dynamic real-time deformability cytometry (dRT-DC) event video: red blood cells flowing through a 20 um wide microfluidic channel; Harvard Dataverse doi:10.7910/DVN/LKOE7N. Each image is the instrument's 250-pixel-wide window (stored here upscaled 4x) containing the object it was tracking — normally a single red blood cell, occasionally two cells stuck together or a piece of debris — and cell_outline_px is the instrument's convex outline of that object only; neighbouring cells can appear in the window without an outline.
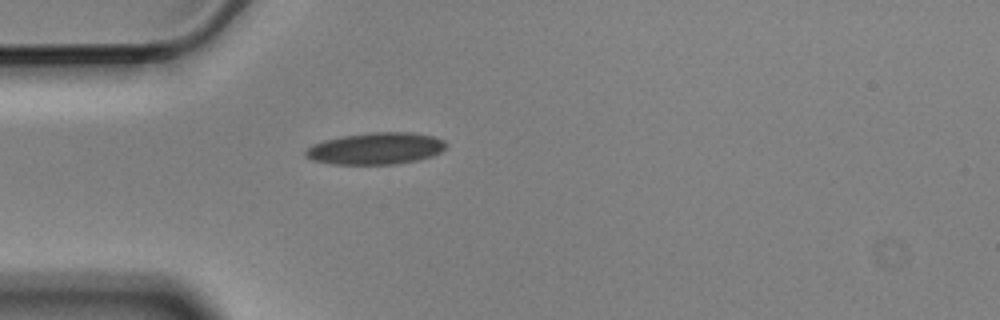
{"species": "Egyptian fruit bat (a non-hibernating species)", "species_latin": "Rousettus aegyptiacus", "temperature_condition": "cold", "stored_images_in_passage": 1, "camera_frame_rate_fps": 3000, "um_per_image_px": 0.085, "animal": {"sex": "male"}, "frame": {"image": 1, "passage_image": 1, "time_ms": 0.0, "image_size_px": [1000, 320], "cell_outline_px": [[448, 144], [440, 152], [432, 156], [416, 160], [392, 164], [332, 164], [312, 160], [304, 156], [304, 152], [312, 144], [324, 140], [344, 136], [372, 132], [412, 132], [432, 136], [444, 140]], "centroid_in_image_um": [31.93, 12.62], "position_along_channel_um": 53.1, "area_um2": 25.95}}